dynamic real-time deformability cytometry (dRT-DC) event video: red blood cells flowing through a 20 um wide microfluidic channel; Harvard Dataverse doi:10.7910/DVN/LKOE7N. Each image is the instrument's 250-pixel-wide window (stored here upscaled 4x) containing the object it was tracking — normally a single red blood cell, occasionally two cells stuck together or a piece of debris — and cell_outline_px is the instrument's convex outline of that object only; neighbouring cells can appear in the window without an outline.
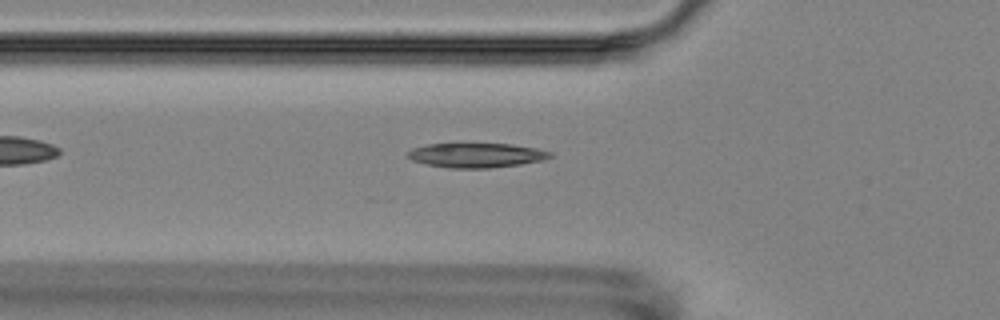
{"species": "Egyptian fruit bat (a non-hibernating species)", "species_latin": "Rousettus aegyptiacus", "temperature_condition": "room temperature", "stored_images_in_passage": 5, "camera_frame_rate_fps": 3000, "um_per_image_px": 0.085, "animal": {"sex": "female"}, "frame": {"image": 1, "passage_image": 5, "time_ms": 5.667, "image_size_px": [1000, 320], "cell_outline_px": [[552, 156], [544, 160], [520, 164], [488, 168], [448, 168], [428, 164], [412, 160], [408, 156], [408, 152], [412, 148], [428, 144], [512, 144], [536, 148], [552, 152]], "centroid_in_image_um": [40.51, 13.19], "position_along_channel_um": 85.3, "area_um2": 20.17}}